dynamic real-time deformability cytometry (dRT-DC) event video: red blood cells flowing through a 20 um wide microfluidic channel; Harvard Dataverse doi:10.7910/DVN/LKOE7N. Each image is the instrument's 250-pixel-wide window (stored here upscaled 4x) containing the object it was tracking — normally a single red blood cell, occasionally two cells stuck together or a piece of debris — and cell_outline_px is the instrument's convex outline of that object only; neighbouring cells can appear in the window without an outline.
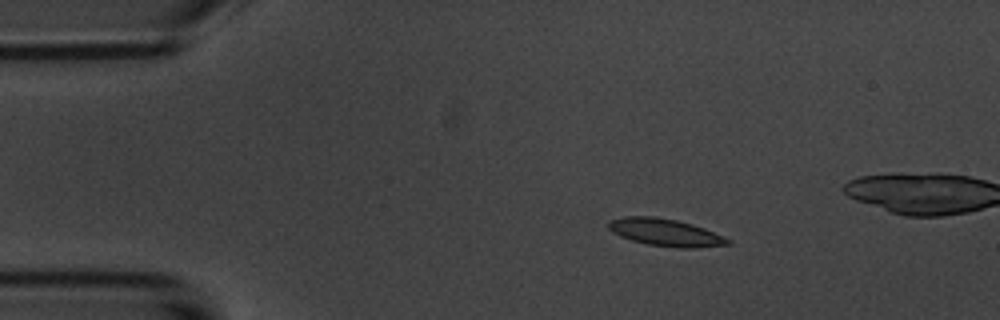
{"species": "common noctule bat (a hibernating species)", "species_latin": "Nyctalus noctula", "temperature_condition": "room temperature", "stored_images_in_passage": 10, "camera_frame_rate_fps": 3000, "um_per_image_px": 0.085, "animal": {"sex": "male", "body_mass_g": 20.1, "forearm_length_mm": 53.5}, "frame": {"image": 1, "passage_image": 2, "time_ms": 1.0, "image_size_px": [1000, 320], "cell_outline_px": [[732, 244], [696, 248], [680, 248], [648, 244], [632, 240], [620, 236], [612, 232], [608, 228], [608, 220], [624, 216], [656, 216], [676, 220], [692, 224], [704, 228], [724, 236], [732, 240]], "centroid_in_image_um": [56.57, 19.75], "position_along_channel_um": 28.4, "area_um2": 19.13}}
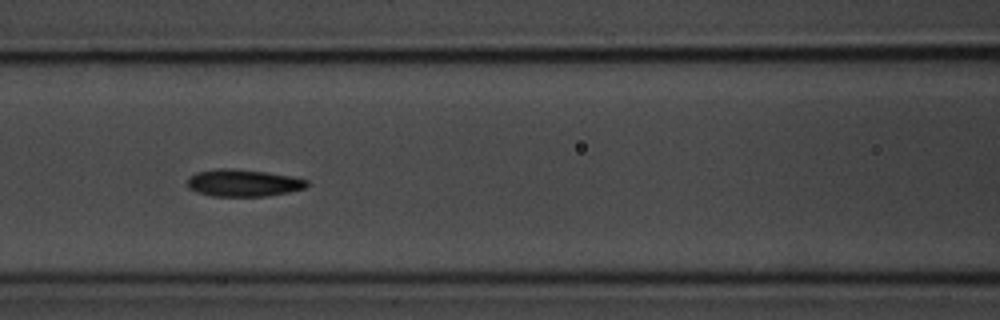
{"frame": {"image": 2, "passage_image": 6, "time_ms": 5.667, "image_size_px": [1000, 320], "cell_outline_px": [[308, 184], [304, 188], [288, 192], [268, 196], [212, 196], [196, 192], [188, 188], [188, 176], [196, 172], [216, 168], [228, 168], [264, 172], [292, 176], [308, 180]], "centroid_in_image_um": [20.64, 15.55], "position_along_channel_um": 146.0, "area_um2": 18.9}}
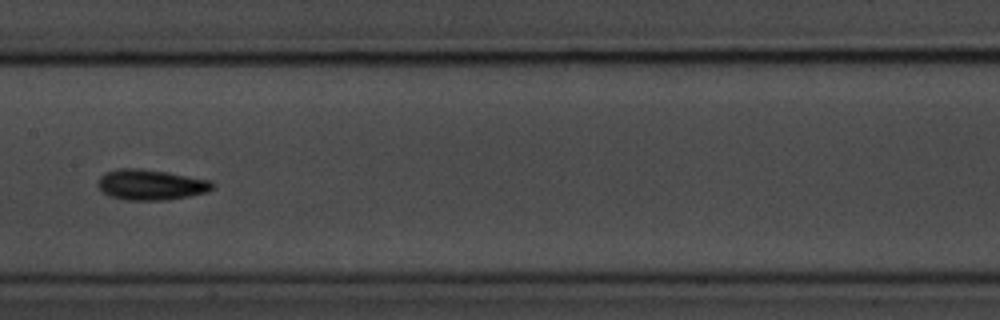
{"frame": {"image": 3, "passage_image": 7, "time_ms": 7.0, "image_size_px": [1000, 320], "cell_outline_px": [[216, 188], [208, 192], [168, 200], [124, 200], [108, 196], [100, 188], [100, 176], [108, 172], [120, 168], [140, 168], [168, 172], [212, 180], [216, 184]], "centroid_in_image_um": [12.91, 15.71], "position_along_channel_um": 194.5, "area_um2": 20.52}}